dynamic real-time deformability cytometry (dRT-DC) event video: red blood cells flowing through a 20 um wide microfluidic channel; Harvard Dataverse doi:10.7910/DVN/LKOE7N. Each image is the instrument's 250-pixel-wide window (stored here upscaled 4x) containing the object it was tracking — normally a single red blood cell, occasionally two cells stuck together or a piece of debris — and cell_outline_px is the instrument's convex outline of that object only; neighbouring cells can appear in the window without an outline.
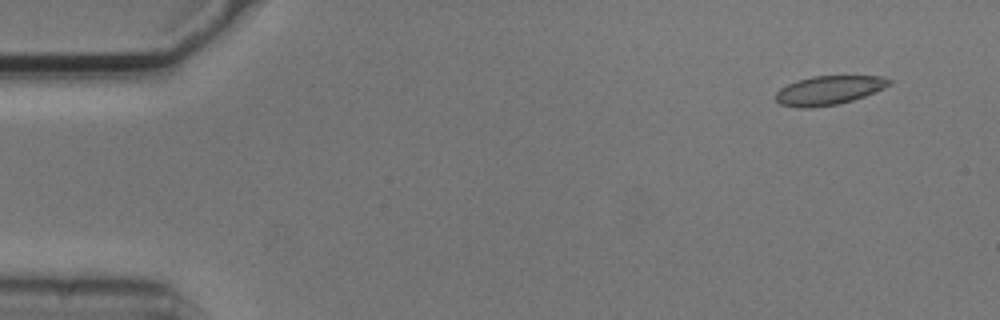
{"species": "common noctule bat (a hibernating species)", "species_latin": "Nyctalus noctula", "temperature_condition": "cold", "stored_images_in_passage": 6, "camera_frame_rate_fps": 3000, "um_per_image_px": 0.085, "animal": {"sex": "male", "body_mass_g": 20.5, "forearm_length_mm": 52.5}, "frame": {"image": 1, "passage_image": 1, "time_ms": 0.0, "image_size_px": [1000, 320], "cell_outline_px": [[896, 80], [892, 84], [876, 92], [852, 100], [836, 104], [812, 108], [796, 108], [780, 104], [776, 100], [776, 92], [780, 88], [796, 80], [812, 76], [884, 76]], "centroid_in_image_um": [70.49, 7.66], "position_along_channel_um": 14.5, "area_um2": 19.42}}
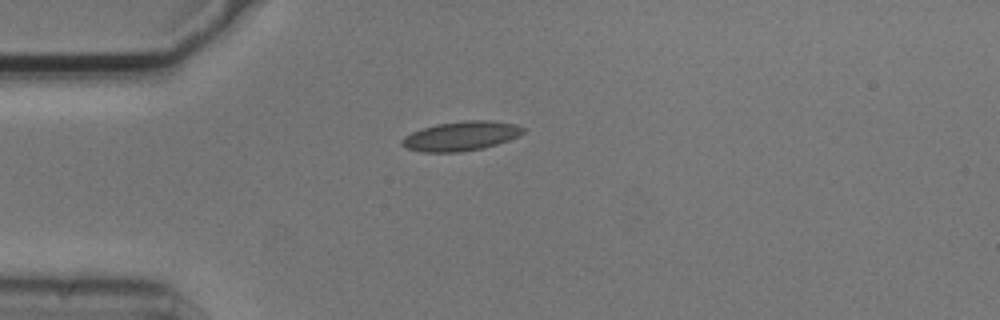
{"frame": {"image": 2, "passage_image": 4, "time_ms": 1.0, "image_size_px": [1000, 320], "cell_outline_px": [[524, 132], [508, 140], [484, 148], [460, 152], [420, 152], [404, 148], [400, 144], [400, 140], [404, 136], [412, 132], [436, 124], [464, 120], [492, 120], [516, 124], [524, 128]], "centroid_in_image_um": [39.14, 11.56], "position_along_channel_um": 45.9, "area_um2": 20.87}}
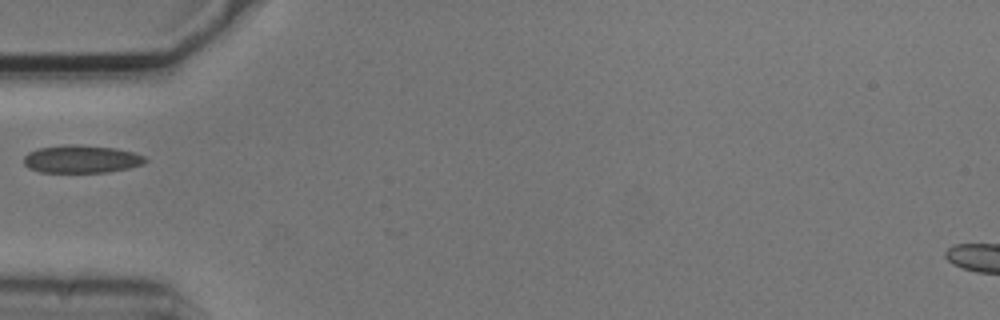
{"frame": {"image": 3, "passage_image": 5, "time_ms": 1.333, "image_size_px": [1000, 320], "cell_outline_px": [[148, 160], [144, 164], [128, 168], [108, 172], [40, 172], [28, 168], [24, 164], [24, 156], [28, 152], [40, 148], [64, 144], [76, 144], [116, 148], [132, 152], [144, 156]], "centroid_in_image_um": [6.92, 13.52], "position_along_channel_um": 78.1, "area_um2": 19.77}}